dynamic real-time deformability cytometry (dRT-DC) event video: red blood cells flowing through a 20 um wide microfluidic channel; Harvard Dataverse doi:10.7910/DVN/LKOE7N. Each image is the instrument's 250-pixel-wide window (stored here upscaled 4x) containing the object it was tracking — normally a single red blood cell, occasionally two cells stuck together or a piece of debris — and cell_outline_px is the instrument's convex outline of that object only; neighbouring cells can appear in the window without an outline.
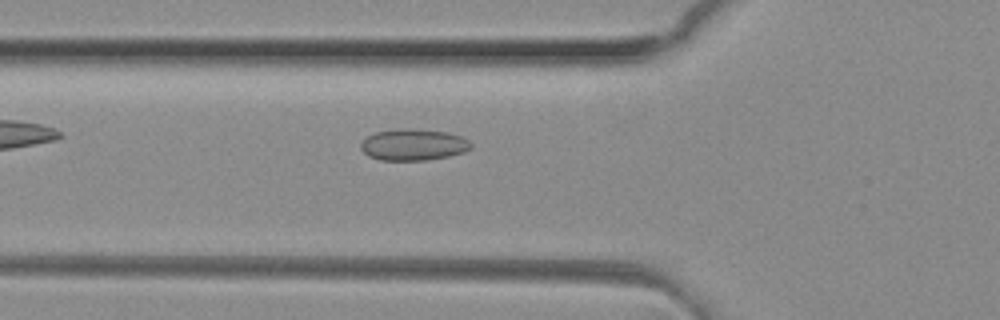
{"species": "common noctule bat (a hibernating species)", "species_latin": "Nyctalus noctula", "temperature_condition": "room temperature", "stored_images_in_passage": 34, "camera_frame_rate_fps": 3000, "um_per_image_px": 0.085, "animal": {"sex": "female", "body_mass_g": 29.2, "forearm_length_mm": 56.3}, "frame": {"image": 1, "passage_image": 2, "time_ms": 0.333, "image_size_px": [1000, 320], "cell_outline_px": [[472, 148], [464, 152], [448, 156], [428, 160], [380, 160], [368, 156], [360, 148], [360, 144], [368, 136], [376, 132], [396, 128], [412, 128], [448, 132], [460, 136], [468, 140], [472, 144]], "centroid_in_image_um": [35.14, 12.29], "position_along_channel_um": 90.7, "area_um2": 20.35}}
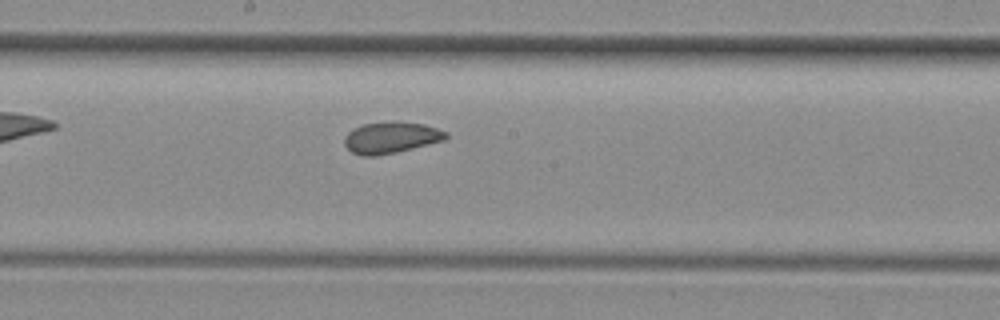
{"frame": {"image": 2, "passage_image": 11, "time_ms": 3.333, "image_size_px": [1000, 320], "cell_outline_px": [[448, 136], [444, 140], [396, 152], [376, 156], [360, 156], [352, 152], [344, 144], [344, 136], [352, 128], [364, 124], [424, 124], [448, 132]], "centroid_in_image_um": [33.19, 11.74], "position_along_channel_um": 215.0, "area_um2": 17.86}}
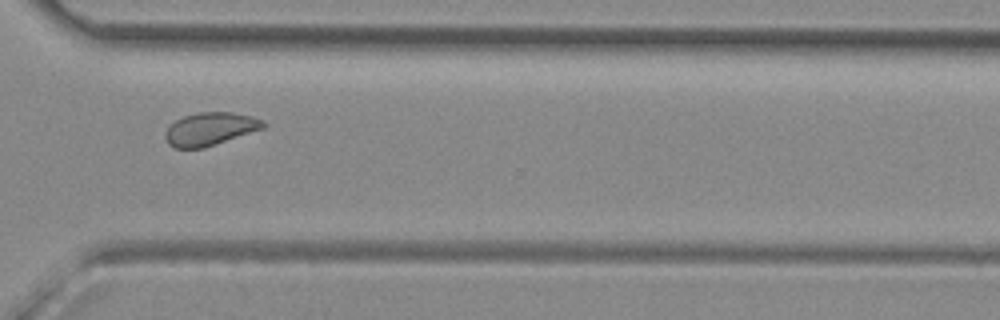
{"frame": {"image": 3, "passage_image": 21, "time_ms": 6.667, "image_size_px": [1000, 320], "cell_outline_px": [[268, 124], [264, 128], [204, 148], [176, 148], [168, 144], [164, 136], [168, 128], [176, 120], [184, 116], [200, 112], [232, 112], [252, 116], [264, 120]], "centroid_in_image_um": [17.89, 10.96], "position_along_channel_um": 352.7, "area_um2": 18.79}}